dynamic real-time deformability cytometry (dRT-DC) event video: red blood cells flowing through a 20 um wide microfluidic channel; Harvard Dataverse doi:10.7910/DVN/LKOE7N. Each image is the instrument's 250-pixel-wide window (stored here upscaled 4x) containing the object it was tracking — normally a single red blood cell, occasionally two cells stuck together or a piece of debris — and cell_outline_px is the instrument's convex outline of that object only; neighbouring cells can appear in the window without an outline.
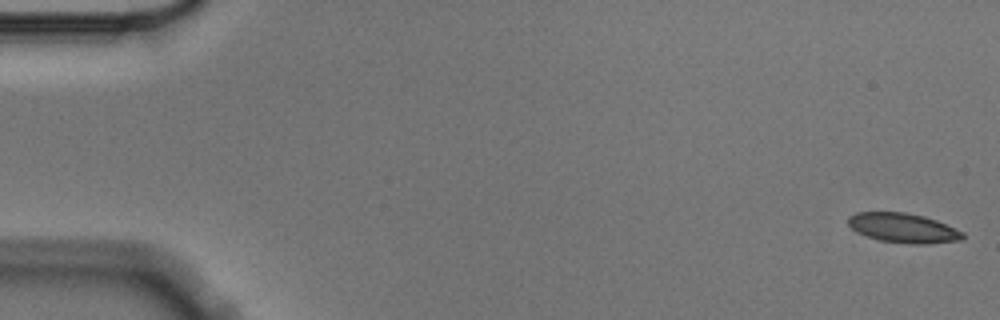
{"species": "Egyptian fruit bat (a non-hibernating species)", "species_latin": "Rousettus aegyptiacus", "temperature_condition": "cold", "stored_images_in_passage": 5, "camera_frame_rate_fps": 3000, "um_per_image_px": 0.085, "animal": {"sex": "male"}, "frame": {"image": 1, "passage_image": 1, "time_ms": 0.0, "image_size_px": [1000, 320], "cell_outline_px": [[964, 240], [924, 244], [908, 244], [880, 240], [868, 236], [852, 228], [848, 224], [848, 216], [856, 212], [904, 212], [924, 216], [936, 220], [964, 232]], "centroid_in_image_um": [76.8, 19.37], "position_along_channel_um": 8.2, "area_um2": 19.65}}
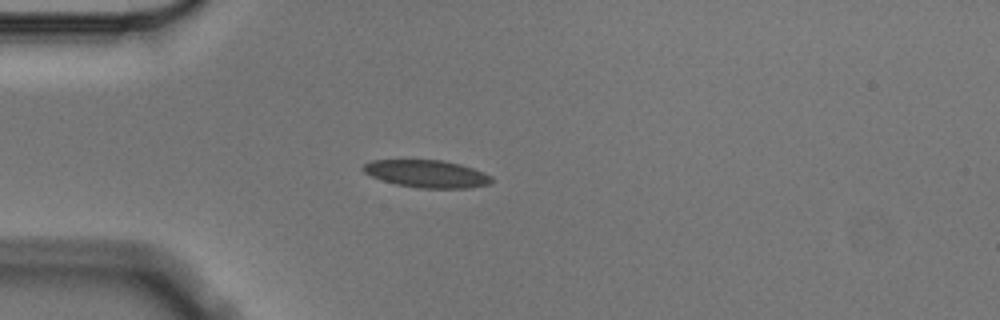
{"frame": {"image": 2, "passage_image": 5, "time_ms": 1.333, "image_size_px": [1000, 320], "cell_outline_px": [[492, 180], [488, 184], [468, 188], [416, 188], [396, 184], [372, 176], [364, 172], [360, 168], [364, 164], [372, 160], [444, 160], [460, 164], [484, 172], [492, 176]], "centroid_in_image_um": [36.27, 14.77], "position_along_channel_um": 48.7, "area_um2": 20.52}}